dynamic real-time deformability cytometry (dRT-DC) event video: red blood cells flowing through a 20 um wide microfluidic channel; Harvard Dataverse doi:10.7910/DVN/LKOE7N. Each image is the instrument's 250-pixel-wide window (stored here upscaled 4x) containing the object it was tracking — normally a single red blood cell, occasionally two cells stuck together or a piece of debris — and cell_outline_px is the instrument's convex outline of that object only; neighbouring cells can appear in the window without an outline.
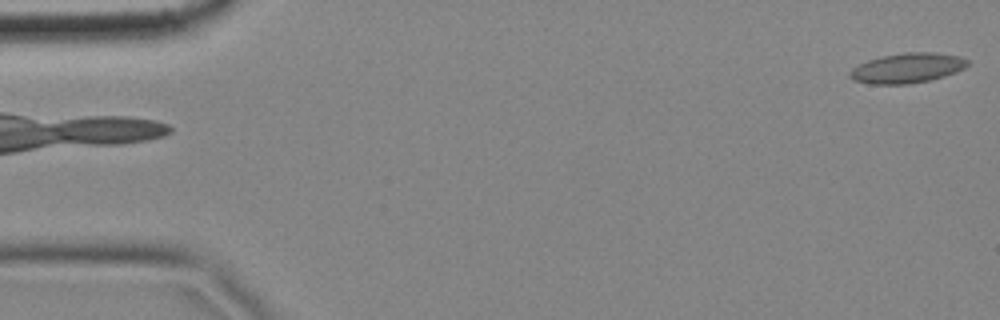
{"species": "common noctule bat (a hibernating species)", "species_latin": "Nyctalus noctula", "temperature_condition": "cold", "stored_images_in_passage": 5, "segment_of_instrument_passage": [2, 2], "camera_frame_rate_fps": 3000, "um_per_image_px": 0.085, "animal": {"sex": "female", "body_mass_g": 18.4}, "frame": {"image": 1, "passage_image": 5, "time_ms": 1.333, "image_size_px": [1000, 320], "cell_outline_px": [[968, 64], [964, 68], [956, 72], [944, 76], [928, 80], [908, 84], [868, 84], [852, 80], [848, 76], [848, 72], [852, 68], [868, 60], [880, 56], [904, 52], [936, 52], [960, 56], [968, 60]], "centroid_in_image_um": [77.09, 5.78], "position_along_channel_um": 7.9, "area_um2": 20.69}}